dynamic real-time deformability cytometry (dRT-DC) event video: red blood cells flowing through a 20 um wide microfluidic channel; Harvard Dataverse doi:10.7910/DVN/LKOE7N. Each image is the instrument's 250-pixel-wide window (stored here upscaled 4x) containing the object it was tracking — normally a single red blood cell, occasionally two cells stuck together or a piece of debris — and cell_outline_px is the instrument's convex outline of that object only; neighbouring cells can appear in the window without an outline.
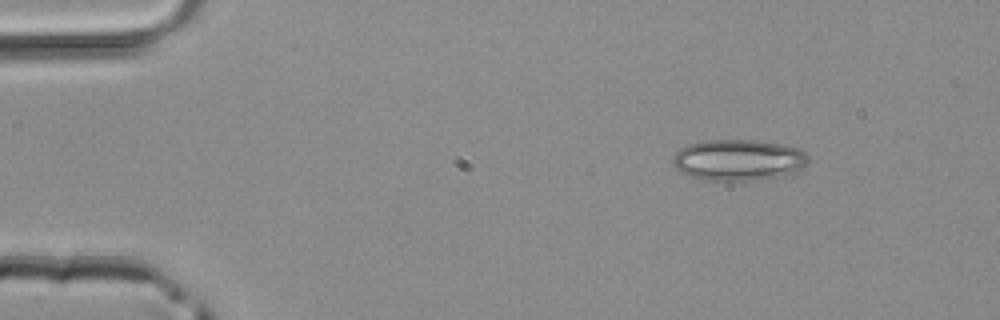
{"species": "common noctule bat (a hibernating species)", "species_latin": "Nyctalus noctula", "temperature_condition": "room temperature", "stored_images_in_passage": 3, "camera_frame_rate_fps": 3000, "um_per_image_px": 0.085, "animal": {"sex": "male", "body_mass_g": 20.4}, "frame": {"image": 1, "passage_image": 1, "time_ms": 0.0, "image_size_px": [1000, 320], "cell_outline_px": [[808, 160], [800, 168], [792, 172], [776, 176], [756, 180], [704, 180], [676, 172], [672, 160], [676, 152], [680, 148], [688, 144], [704, 140], [756, 140], [784, 144], [800, 148], [808, 156]], "centroid_in_image_um": [62.7, 13.58], "position_along_channel_um": 22.3, "area_um2": 32.48}}